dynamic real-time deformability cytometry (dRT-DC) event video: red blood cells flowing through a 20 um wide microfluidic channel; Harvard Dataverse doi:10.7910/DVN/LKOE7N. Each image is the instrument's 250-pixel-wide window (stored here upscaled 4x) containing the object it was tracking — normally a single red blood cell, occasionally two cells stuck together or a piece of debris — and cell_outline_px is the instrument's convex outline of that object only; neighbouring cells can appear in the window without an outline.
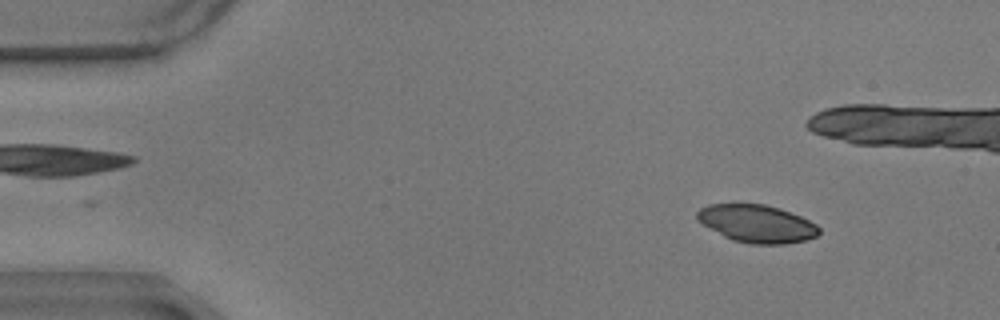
{"species": "common noctule bat (a hibernating species)", "species_latin": "Nyctalus noctula", "temperature_condition": "warm", "stored_images_in_passage": 12, "camera_frame_rate_fps": 3000, "um_per_image_px": 0.085, "animal": {"sex": "male", "body_mass_g": 17.9}, "frame": {"image": 1, "passage_image": 2, "time_ms": 0.333, "image_size_px": [1000, 320], "cell_outline_px": [[820, 232], [816, 236], [804, 240], [784, 244], [748, 244], [732, 240], [724, 236], [696, 220], [696, 212], [700, 208], [708, 204], [764, 204], [780, 208], [800, 216], [816, 224], [820, 228]], "centroid_in_image_um": [64.32, 19.01], "position_along_channel_um": 20.7, "area_um2": 26.76}}